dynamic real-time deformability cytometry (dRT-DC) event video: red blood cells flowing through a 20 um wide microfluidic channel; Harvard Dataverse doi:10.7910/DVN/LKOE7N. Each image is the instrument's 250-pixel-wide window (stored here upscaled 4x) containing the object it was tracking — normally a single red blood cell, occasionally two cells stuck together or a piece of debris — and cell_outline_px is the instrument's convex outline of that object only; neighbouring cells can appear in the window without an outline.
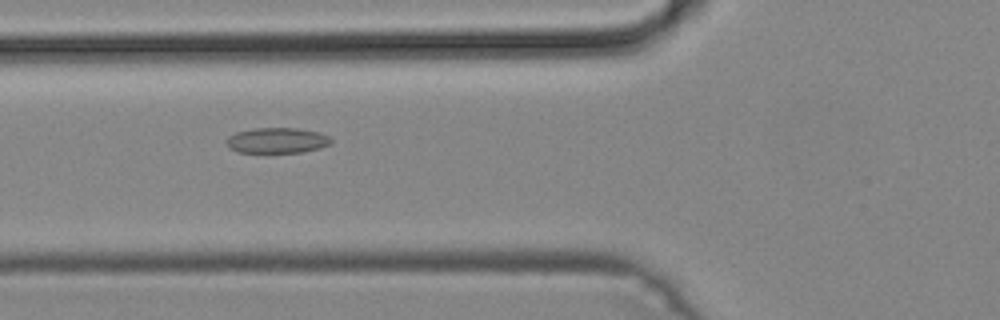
{"species": "common noctule bat (a hibernating species)", "species_latin": "Nyctalus noctula", "temperature_condition": "cold", "stored_images_in_passage": 32, "camera_frame_rate_fps": 3000, "um_per_image_px": 0.085, "animal": {"sex": "male", "body_mass_g": 19.2, "forearm_length_mm": 51.8}, "frame": {"image": 1, "passage_image": 5, "time_ms": 1.333, "image_size_px": [1000, 320], "cell_outline_px": [[332, 144], [320, 148], [304, 152], [236, 152], [228, 148], [224, 140], [228, 136], [236, 132], [252, 128], [296, 128], [320, 132], [328, 136], [332, 140]], "centroid_in_image_um": [23.52, 11.93], "position_along_channel_um": 102.3, "area_um2": 15.78}}
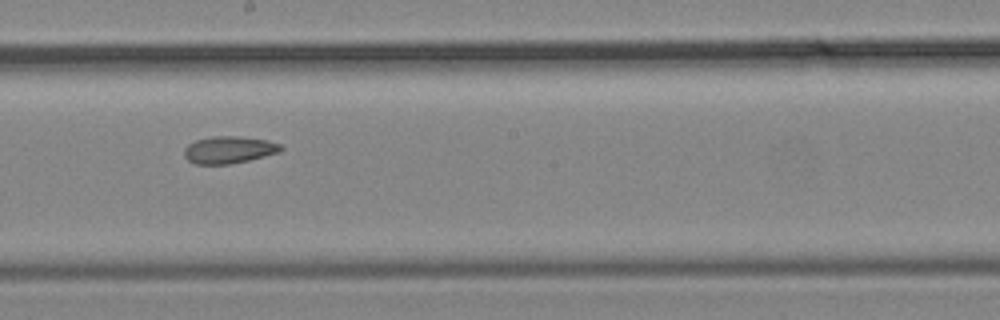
{"frame": {"image": 2, "passage_image": 14, "time_ms": 4.333, "image_size_px": [1000, 320], "cell_outline_px": [[284, 148], [280, 152], [248, 160], [228, 164], [196, 164], [188, 160], [184, 156], [184, 148], [188, 144], [196, 140], [212, 136], [240, 136], [268, 140], [280, 144]], "centroid_in_image_um": [19.46, 12.72], "position_along_channel_um": 228.7, "area_um2": 15.32}}
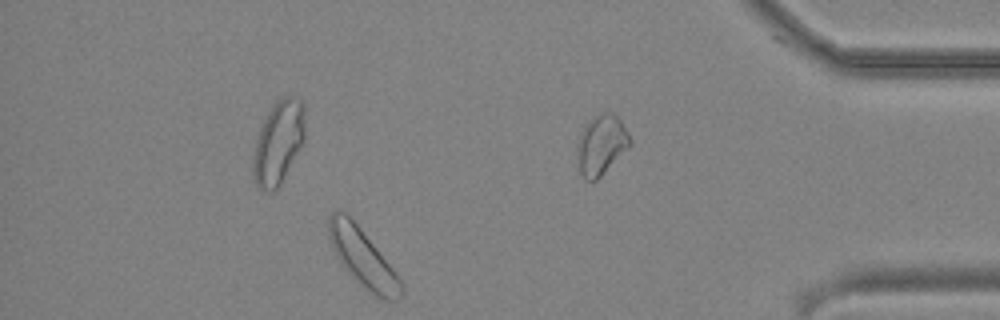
{"frame": {"image": 3, "passage_image": 26, "time_ms": 8.333, "image_size_px": [1000, 320], "cell_outline_px": [[404, 292], [396, 300], [384, 300], [368, 292], [344, 268], [336, 256], [332, 248], [328, 236], [328, 216], [336, 208], [344, 212], [360, 228], [400, 276], [404, 284]], "centroid_in_image_um": [30.84, 21.93], "position_along_channel_um": 404.4, "area_um2": 24.57}}